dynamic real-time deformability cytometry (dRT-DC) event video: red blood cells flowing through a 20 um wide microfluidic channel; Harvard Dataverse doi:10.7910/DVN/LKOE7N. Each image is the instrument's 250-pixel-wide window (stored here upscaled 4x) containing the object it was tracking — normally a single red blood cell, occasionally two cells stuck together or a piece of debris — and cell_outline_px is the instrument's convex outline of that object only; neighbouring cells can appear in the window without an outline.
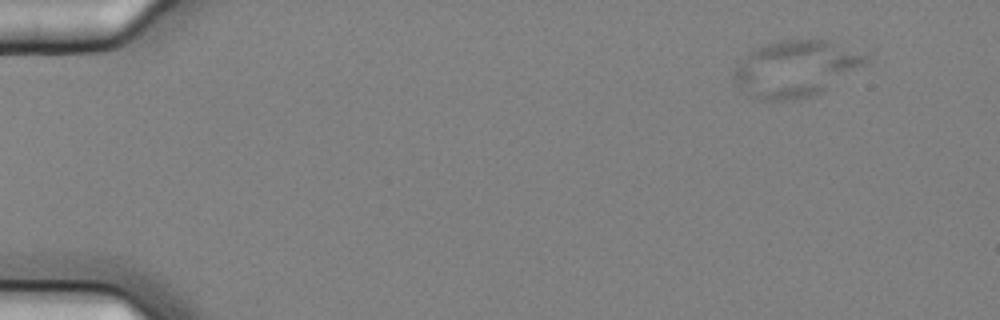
{"species": "common noctule bat (a hibernating species)", "species_latin": "Nyctalus noctula", "temperature_condition": "cold", "stored_images_in_passage": 8, "camera_frame_rate_fps": 3000, "um_per_image_px": 0.085, "animal": {"sex": "female", "body_mass_g": 25.1}, "frame": {"image": 1, "passage_image": 1, "time_ms": 0.0, "image_size_px": [1000, 320], "cell_outline_px": [[872, 60], [868, 64], [820, 92], [812, 96], [792, 100], [760, 100], [748, 96], [736, 84], [732, 76], [736, 64], [748, 52], [764, 44], [780, 40], [828, 40], [868, 56]], "centroid_in_image_um": [67.6, 5.84], "position_along_channel_um": 17.4, "area_um2": 43.29}}
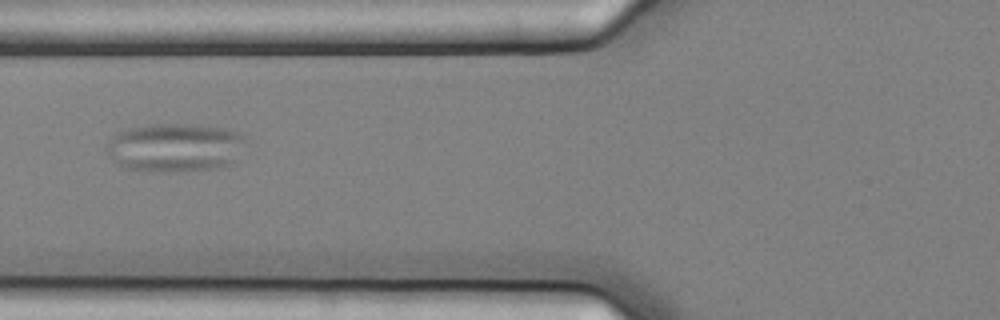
{"frame": {"image": 2, "passage_image": 6, "time_ms": 1.667, "image_size_px": [1000, 320], "cell_outline_px": [[244, 140], [236, 164], [220, 168], [168, 172], [152, 172], [128, 168], [120, 164], [104, 148], [120, 132], [128, 128], [152, 124], [192, 124], [224, 128], [236, 132], [244, 136]], "centroid_in_image_um": [14.95, 12.55], "position_along_channel_um": 110.9, "area_um2": 39.3}}
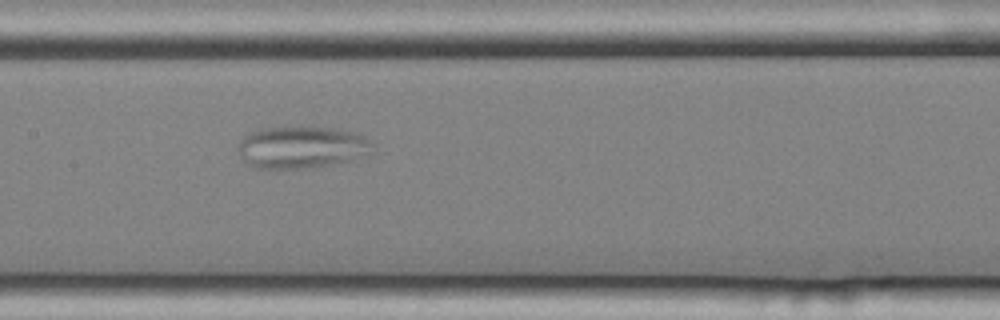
{"frame": {"image": 3, "passage_image": 8, "time_ms": 2.333, "image_size_px": [1000, 320], "cell_outline_px": [[372, 144], [368, 152], [348, 160], [328, 164], [304, 168], [256, 168], [248, 164], [244, 160], [236, 148], [240, 140], [248, 132], [260, 128], [300, 124], [332, 128], [356, 132], [364, 136]], "centroid_in_image_um": [25.53, 12.45], "position_along_channel_um": 181.9, "area_um2": 33.23}}